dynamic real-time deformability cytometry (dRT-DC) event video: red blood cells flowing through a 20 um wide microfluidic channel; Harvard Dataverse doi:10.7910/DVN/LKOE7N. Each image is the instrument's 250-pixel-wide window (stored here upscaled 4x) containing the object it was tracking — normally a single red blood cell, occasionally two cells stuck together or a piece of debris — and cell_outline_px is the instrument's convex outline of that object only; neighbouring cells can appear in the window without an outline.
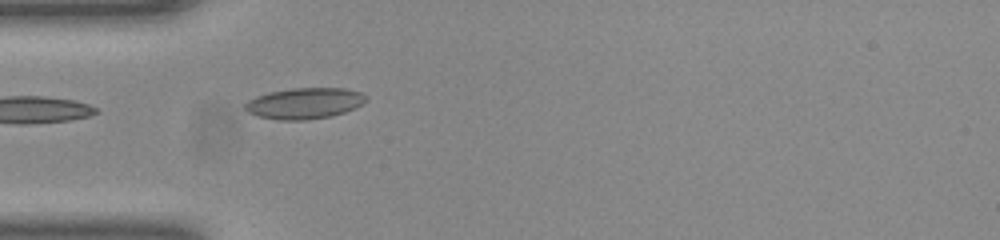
{"species": "common noctule bat (a hibernating species)", "species_latin": "Nyctalus noctula", "temperature_condition": "room temperature", "stored_images_in_passage": 20, "camera_frame_rate_fps": 3000, "um_per_image_px": 0.085, "animal": {"sex": "female", "body_mass_g": 23.0, "forearm_length_mm": 53.4}, "frame": {"image": 1, "passage_image": 1, "time_ms": 0.0, "image_size_px": [1000, 240], "cell_outline_px": [[368, 100], [344, 112], [332, 116], [304, 120], [280, 120], [256, 116], [248, 112], [244, 108], [244, 104], [248, 100], [256, 96], [268, 92], [292, 88], [344, 88], [360, 92], [368, 96]], "centroid_in_image_um": [25.85, 8.78], "position_along_channel_um": 59.1, "area_um2": 21.91}}
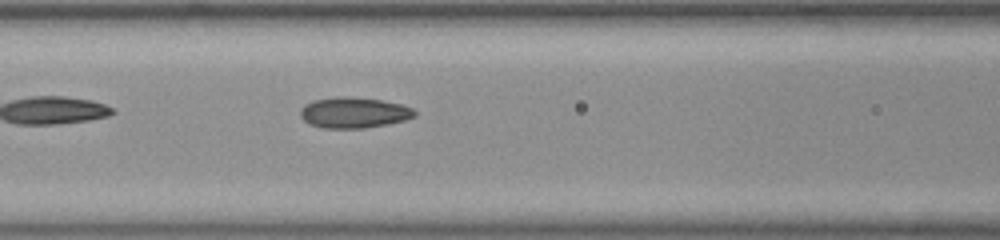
{"frame": {"image": 2, "passage_image": 7, "time_ms": 2.0, "image_size_px": [1000, 240], "cell_outline_px": [[416, 116], [404, 120], [388, 124], [364, 128], [324, 128], [312, 124], [304, 120], [300, 116], [300, 108], [304, 104], [312, 100], [336, 96], [344, 96], [380, 100], [400, 104], [412, 108], [416, 112]], "centroid_in_image_um": [30.05, 9.57], "position_along_channel_um": 136.5, "area_um2": 20.46}}
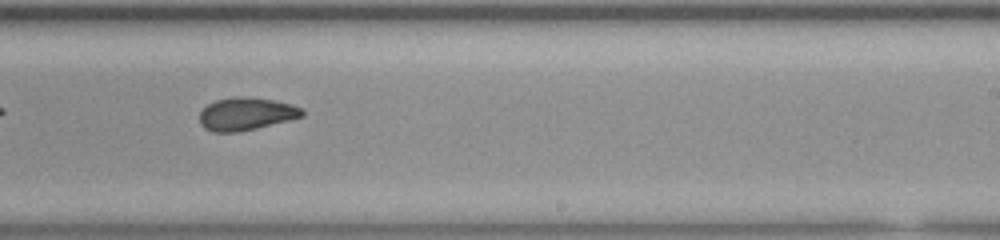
{"frame": {"image": 3, "passage_image": 17, "time_ms": 5.333, "image_size_px": [1000, 240], "cell_outline_px": [[304, 116], [240, 132], [212, 132], [204, 128], [200, 124], [200, 112], [208, 104], [216, 100], [236, 96], [248, 96], [272, 100], [292, 104], [300, 108], [304, 112]], "centroid_in_image_um": [20.9, 9.68], "position_along_channel_um": 268.1, "area_um2": 19.54}}